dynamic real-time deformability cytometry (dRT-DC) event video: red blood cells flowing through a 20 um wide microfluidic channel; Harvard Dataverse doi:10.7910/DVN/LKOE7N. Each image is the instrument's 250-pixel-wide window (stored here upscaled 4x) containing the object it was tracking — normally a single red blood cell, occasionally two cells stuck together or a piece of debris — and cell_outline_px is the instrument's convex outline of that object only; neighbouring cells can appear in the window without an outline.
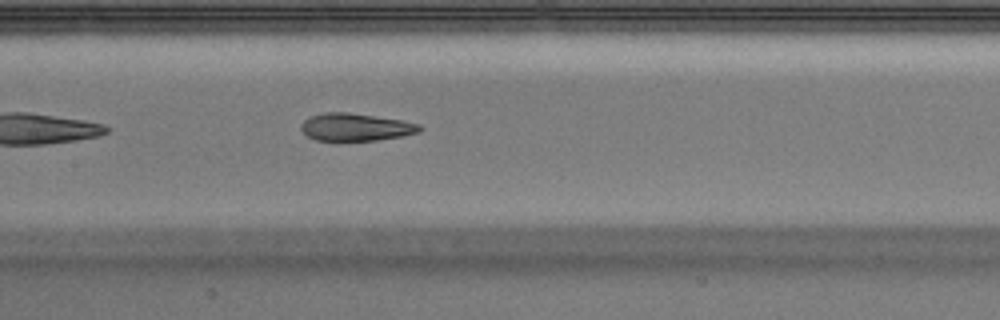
{"species": "Egyptian fruit bat (a non-hibernating species)", "species_latin": "Rousettus aegyptiacus", "temperature_condition": "warm", "stored_images_in_passage": 21, "camera_frame_rate_fps": 3000, "um_per_image_px": 0.085, "animal": {"sex": "male"}, "frame": {"image": 1, "passage_image": 10, "time_ms": 3.0, "image_size_px": [1000, 320], "cell_outline_px": [[424, 128], [420, 132], [404, 136], [376, 140], [316, 140], [308, 136], [300, 128], [300, 124], [304, 120], [312, 116], [324, 112], [348, 112], [400, 120], [420, 124]], "centroid_in_image_um": [30.26, 10.8], "position_along_channel_um": 177.1, "area_um2": 18.96}}